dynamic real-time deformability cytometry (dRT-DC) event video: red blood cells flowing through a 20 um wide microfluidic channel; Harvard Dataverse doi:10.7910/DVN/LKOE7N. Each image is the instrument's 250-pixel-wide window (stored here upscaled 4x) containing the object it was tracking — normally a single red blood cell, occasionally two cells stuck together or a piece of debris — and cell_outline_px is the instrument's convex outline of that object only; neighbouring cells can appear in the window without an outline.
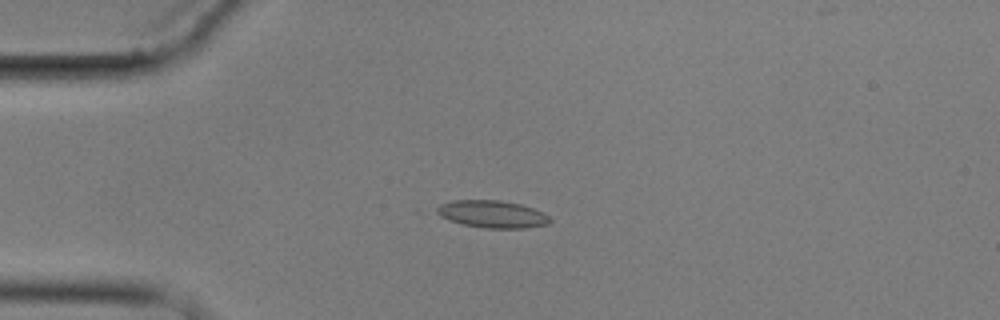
{"species": "common noctule bat (a hibernating species)", "species_latin": "Nyctalus noctula", "temperature_condition": "cold", "stored_images_in_passage": 5, "camera_frame_rate_fps": 3000, "um_per_image_px": 0.085, "animal": {"sex": "male", "body_mass_g": 17.9}, "frame": {"image": 1, "passage_image": 4, "time_ms": 4.667, "image_size_px": [1000, 320], "cell_outline_px": [[552, 220], [548, 224], [524, 228], [484, 228], [464, 224], [448, 220], [440, 216], [436, 212], [436, 208], [440, 204], [452, 200], [500, 200], [520, 204], [544, 212]], "centroid_in_image_um": [41.83, 18.2], "position_along_channel_um": 43.2, "area_um2": 18.03}}